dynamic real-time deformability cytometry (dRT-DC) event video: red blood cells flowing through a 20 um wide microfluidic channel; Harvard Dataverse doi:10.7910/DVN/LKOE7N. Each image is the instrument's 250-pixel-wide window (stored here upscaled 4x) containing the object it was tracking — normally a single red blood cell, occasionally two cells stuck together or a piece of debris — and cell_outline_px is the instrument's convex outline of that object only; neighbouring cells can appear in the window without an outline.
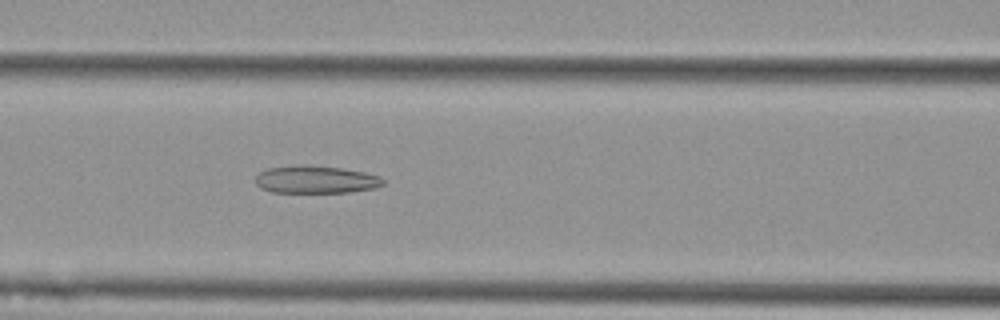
{"species": "Egyptian fruit bat (a non-hibernating species)", "species_latin": "Rousettus aegyptiacus", "temperature_condition": "cold", "stored_images_in_passage": 51, "camera_frame_rate_fps": 3000, "um_per_image_px": 0.085, "animal": {"sex": "female"}, "frame": {"image": 1, "passage_image": 20, "time_ms": 6.333, "image_size_px": [1000, 320], "cell_outline_px": [[384, 184], [372, 188], [348, 192], [272, 192], [260, 188], [256, 184], [256, 176], [260, 172], [268, 168], [296, 164], [304, 164], [340, 168], [364, 172], [380, 176], [384, 180]], "centroid_in_image_um": [26.81, 15.25], "position_along_channel_um": 139.8, "area_um2": 20.52}}
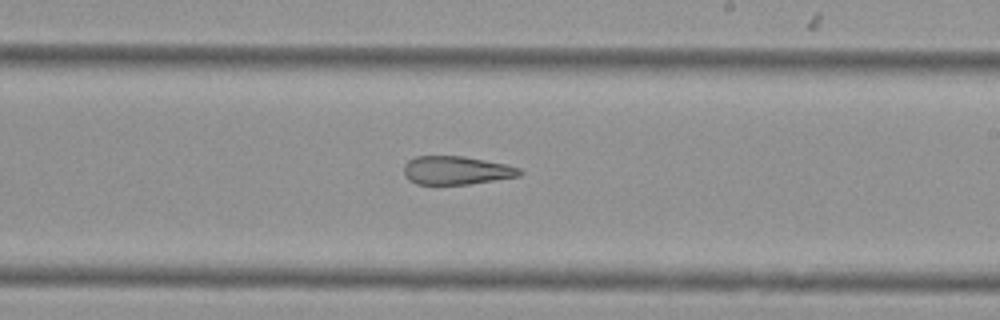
{"frame": {"image": 2, "passage_image": 29, "time_ms": 9.333, "image_size_px": [1000, 320], "cell_outline_px": [[524, 172], [520, 176], [468, 184], [416, 184], [408, 180], [404, 176], [404, 164], [408, 160], [416, 156], [464, 156], [504, 164], [520, 168]], "centroid_in_image_um": [38.76, 14.48], "position_along_channel_um": 250.2, "area_um2": 19.19}}
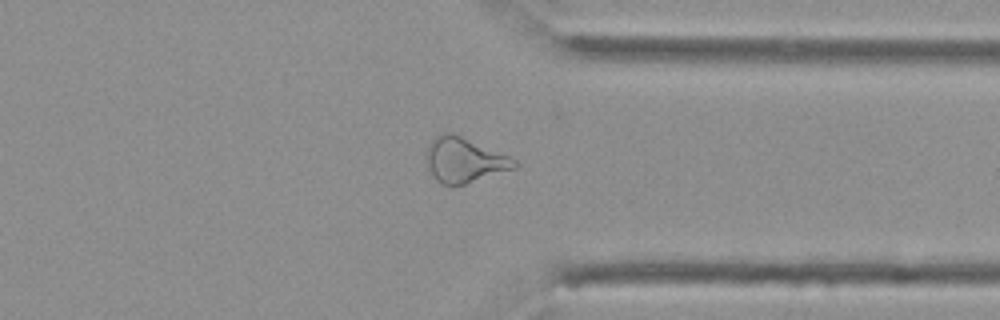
{"frame": {"image": 3, "passage_image": 39, "time_ms": 12.667, "image_size_px": [1000, 320], "cell_outline_px": [[520, 164], [516, 168], [452, 188], [436, 180], [428, 168], [428, 144], [436, 136], [444, 132], [448, 132], [460, 136], [508, 156], [516, 160]], "centroid_in_image_um": [39.47, 13.64], "position_along_channel_um": 371.9, "area_um2": 22.72}, "authors_computed_cell_mechanics": {"area_um2": 24.6228, "velocity_mm_per_s": 3.7015, "shape_relaxation_time_tau1_ms": null, "shape_relaxation_time_tau2_ms": 6.5148, "deformation_change_tau1": null, "deformation_change_tau2": 0.203}}